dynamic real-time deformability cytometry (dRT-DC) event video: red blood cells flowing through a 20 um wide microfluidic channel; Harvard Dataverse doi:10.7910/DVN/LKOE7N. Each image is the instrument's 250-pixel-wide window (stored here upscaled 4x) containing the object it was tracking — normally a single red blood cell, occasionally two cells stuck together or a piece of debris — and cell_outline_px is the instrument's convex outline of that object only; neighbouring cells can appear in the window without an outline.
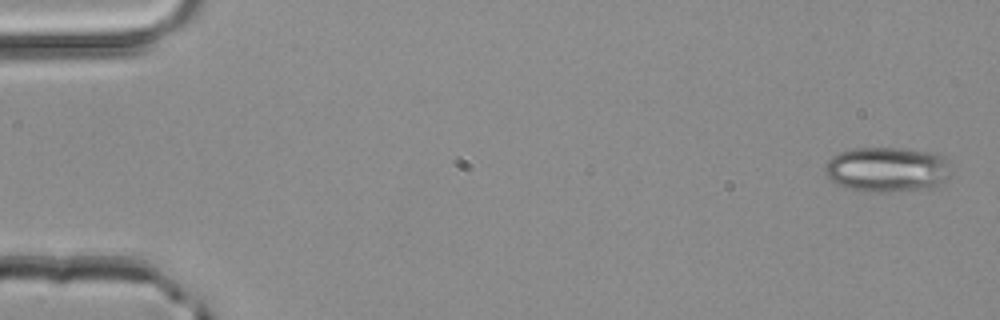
{"species": "common noctule bat (a hibernating species)", "species_latin": "Nyctalus noctula", "temperature_condition": "room temperature", "stored_images_in_passage": 49, "camera_frame_rate_fps": 3000, "um_per_image_px": 0.085, "animal": {"sex": "male", "body_mass_g": 20.4}, "frame": {"image": 1, "passage_image": 1, "time_ms": 0.0, "image_size_px": [1000, 320], "cell_outline_px": [[948, 176], [936, 188], [888, 192], [876, 192], [852, 188], [840, 184], [832, 180], [824, 172], [824, 164], [832, 156], [840, 152], [856, 148], [904, 148], [928, 152], [948, 156]], "centroid_in_image_um": [75.44, 14.39], "position_along_channel_um": 9.6, "area_um2": 33.0}}
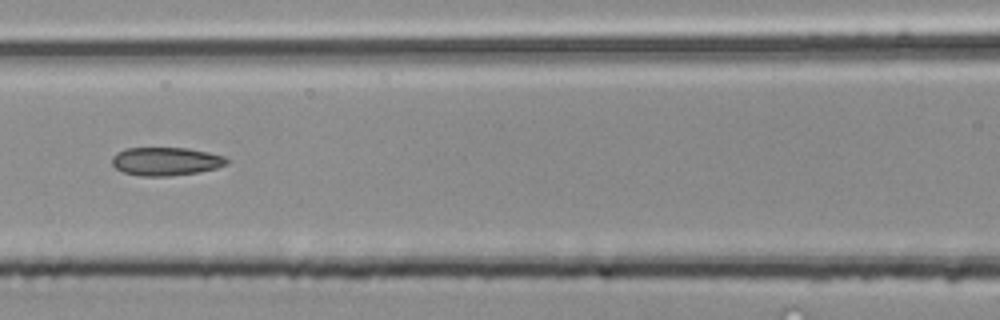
{"frame": {"image": 2, "passage_image": 22, "time_ms": 7.0, "image_size_px": [1000, 320], "cell_outline_px": [[228, 164], [216, 168], [200, 172], [172, 176], [140, 176], [124, 172], [116, 168], [112, 164], [112, 156], [116, 152], [124, 148], [188, 148], [208, 152], [224, 156], [228, 160]], "centroid_in_image_um": [14.09, 13.71], "position_along_channel_um": 152.5, "area_um2": 19.07}}
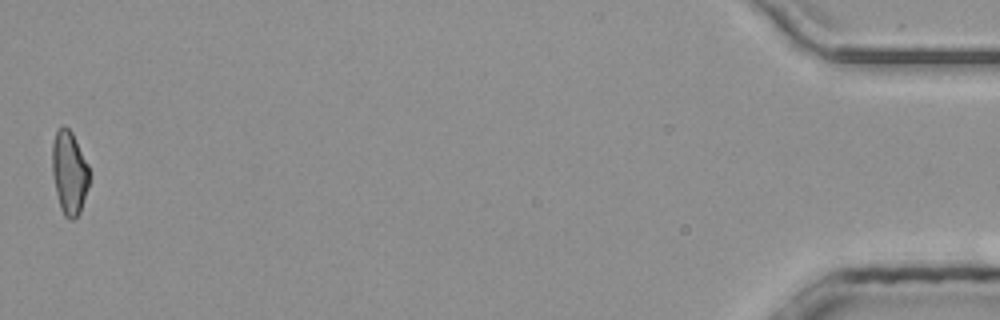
{"frame": {"image": 3, "passage_image": 49, "time_ms": 16.0, "image_size_px": [1000, 320], "cell_outline_px": [[88, 188], [80, 212], [72, 220], [68, 220], [64, 216], [60, 208], [56, 192], [52, 172], [52, 144], [56, 132], [60, 128], [68, 128], [72, 132], [88, 164]], "centroid_in_image_um": [5.88, 14.71], "position_along_channel_um": 429.3, "area_um2": 17.86}, "authors_computed_cell_mechanics": {"area_um2": 18.9006, "velocity_mm_per_s": 4.1992, "shape_relaxation_time_tau1_ms": 9.5591, "shape_relaxation_time_tau2_ms": 3.6128, "deformation_change_tau1": 0.1708, "deformation_change_tau2": 0.1225}}